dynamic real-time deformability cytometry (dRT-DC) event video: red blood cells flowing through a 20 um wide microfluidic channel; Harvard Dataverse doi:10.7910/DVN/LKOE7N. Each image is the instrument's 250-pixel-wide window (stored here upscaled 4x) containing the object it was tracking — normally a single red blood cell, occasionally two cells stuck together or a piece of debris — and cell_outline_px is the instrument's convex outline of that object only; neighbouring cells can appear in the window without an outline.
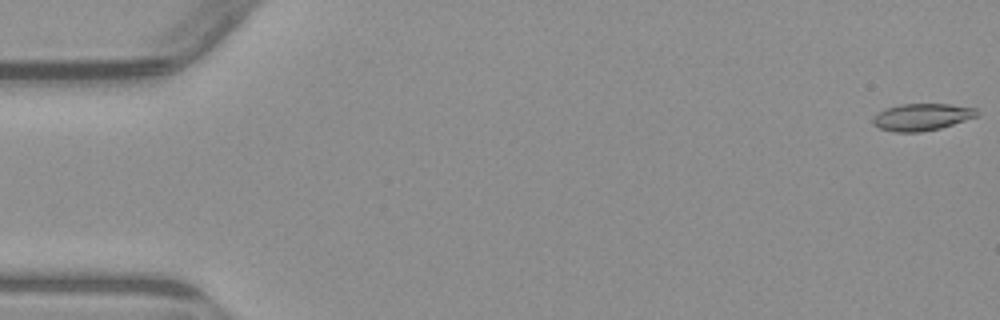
{"species": "common noctule bat (a hibernating species)", "species_latin": "Nyctalus noctula", "temperature_condition": "warm", "stored_images_in_passage": 5, "camera_frame_rate_fps": 3000, "um_per_image_px": 0.085, "animal": {"sex": "male", "body_mass_g": 23.1, "forearm_length_mm": 52.7}, "frame": {"image": 1, "passage_image": 1, "time_ms": 0.0, "image_size_px": [1000, 320], "cell_outline_px": [[980, 112], [976, 116], [940, 128], [920, 132], [892, 132], [880, 128], [872, 124], [872, 120], [880, 112], [888, 108], [900, 104], [948, 104], [976, 108]], "centroid_in_image_um": [78.36, 9.95], "position_along_channel_um": 6.6, "area_um2": 16.13}}
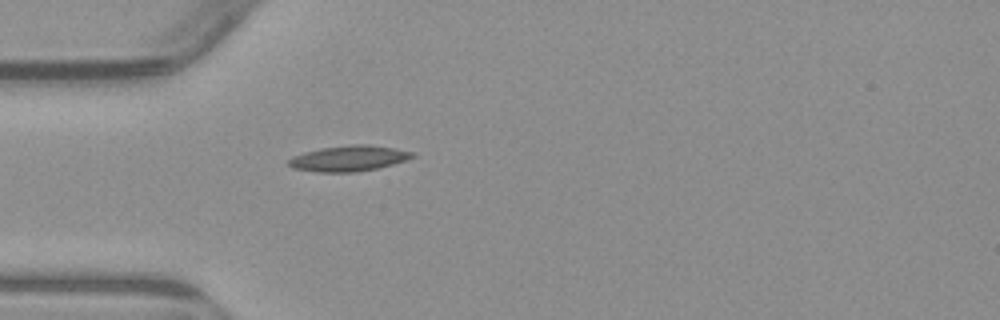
{"frame": {"image": 2, "passage_image": 5, "time_ms": 5.0, "image_size_px": [1000, 320], "cell_outline_px": [[416, 156], [392, 164], [376, 168], [356, 172], [320, 172], [292, 168], [288, 164], [288, 160], [292, 156], [304, 152], [320, 148], [352, 144], [368, 144], [416, 152]], "centroid_in_image_um": [29.63, 13.45], "position_along_channel_um": 55.4, "area_um2": 18.44}}